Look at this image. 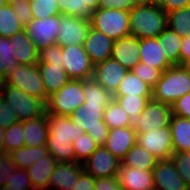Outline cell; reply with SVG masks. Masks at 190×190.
Returning a JSON list of instances; mask_svg holds the SVG:
<instances>
[{
	"mask_svg": "<svg viewBox=\"0 0 190 190\" xmlns=\"http://www.w3.org/2000/svg\"><path fill=\"white\" fill-rule=\"evenodd\" d=\"M121 161L104 146H99L83 163L84 170L93 178L116 177Z\"/></svg>",
	"mask_w": 190,
	"mask_h": 190,
	"instance_id": "obj_14",
	"label": "cell"
},
{
	"mask_svg": "<svg viewBox=\"0 0 190 190\" xmlns=\"http://www.w3.org/2000/svg\"><path fill=\"white\" fill-rule=\"evenodd\" d=\"M23 122H18L10 125L5 129L4 145L6 153H11L13 150L25 146L23 138Z\"/></svg>",
	"mask_w": 190,
	"mask_h": 190,
	"instance_id": "obj_39",
	"label": "cell"
},
{
	"mask_svg": "<svg viewBox=\"0 0 190 190\" xmlns=\"http://www.w3.org/2000/svg\"><path fill=\"white\" fill-rule=\"evenodd\" d=\"M94 186L95 178L84 170L71 190H94Z\"/></svg>",
	"mask_w": 190,
	"mask_h": 190,
	"instance_id": "obj_52",
	"label": "cell"
},
{
	"mask_svg": "<svg viewBox=\"0 0 190 190\" xmlns=\"http://www.w3.org/2000/svg\"><path fill=\"white\" fill-rule=\"evenodd\" d=\"M167 24L180 37H190V6L168 12Z\"/></svg>",
	"mask_w": 190,
	"mask_h": 190,
	"instance_id": "obj_34",
	"label": "cell"
},
{
	"mask_svg": "<svg viewBox=\"0 0 190 190\" xmlns=\"http://www.w3.org/2000/svg\"><path fill=\"white\" fill-rule=\"evenodd\" d=\"M111 58L120 63L128 71L132 70L139 62V39L128 35L115 40Z\"/></svg>",
	"mask_w": 190,
	"mask_h": 190,
	"instance_id": "obj_19",
	"label": "cell"
},
{
	"mask_svg": "<svg viewBox=\"0 0 190 190\" xmlns=\"http://www.w3.org/2000/svg\"><path fill=\"white\" fill-rule=\"evenodd\" d=\"M62 65L70 79L84 80L93 78L94 65L83 45L61 47Z\"/></svg>",
	"mask_w": 190,
	"mask_h": 190,
	"instance_id": "obj_9",
	"label": "cell"
},
{
	"mask_svg": "<svg viewBox=\"0 0 190 190\" xmlns=\"http://www.w3.org/2000/svg\"><path fill=\"white\" fill-rule=\"evenodd\" d=\"M0 52L7 77L9 74L13 73L16 67L19 65L12 55V44L8 37L0 36Z\"/></svg>",
	"mask_w": 190,
	"mask_h": 190,
	"instance_id": "obj_43",
	"label": "cell"
},
{
	"mask_svg": "<svg viewBox=\"0 0 190 190\" xmlns=\"http://www.w3.org/2000/svg\"><path fill=\"white\" fill-rule=\"evenodd\" d=\"M4 84L25 91L28 95L43 100L45 103L49 97L46 94L38 65L19 64L14 72L6 77Z\"/></svg>",
	"mask_w": 190,
	"mask_h": 190,
	"instance_id": "obj_8",
	"label": "cell"
},
{
	"mask_svg": "<svg viewBox=\"0 0 190 190\" xmlns=\"http://www.w3.org/2000/svg\"><path fill=\"white\" fill-rule=\"evenodd\" d=\"M2 62V55L0 52V84L4 83V81L6 80L5 66Z\"/></svg>",
	"mask_w": 190,
	"mask_h": 190,
	"instance_id": "obj_56",
	"label": "cell"
},
{
	"mask_svg": "<svg viewBox=\"0 0 190 190\" xmlns=\"http://www.w3.org/2000/svg\"><path fill=\"white\" fill-rule=\"evenodd\" d=\"M48 117V138L46 147L57 163H76L72 143L85 132L76 126L69 116L52 115Z\"/></svg>",
	"mask_w": 190,
	"mask_h": 190,
	"instance_id": "obj_1",
	"label": "cell"
},
{
	"mask_svg": "<svg viewBox=\"0 0 190 190\" xmlns=\"http://www.w3.org/2000/svg\"><path fill=\"white\" fill-rule=\"evenodd\" d=\"M18 122L20 121L12 107L0 97V126L5 130L10 125Z\"/></svg>",
	"mask_w": 190,
	"mask_h": 190,
	"instance_id": "obj_48",
	"label": "cell"
},
{
	"mask_svg": "<svg viewBox=\"0 0 190 190\" xmlns=\"http://www.w3.org/2000/svg\"><path fill=\"white\" fill-rule=\"evenodd\" d=\"M127 72L120 63L108 58L94 66L93 79L113 95Z\"/></svg>",
	"mask_w": 190,
	"mask_h": 190,
	"instance_id": "obj_15",
	"label": "cell"
},
{
	"mask_svg": "<svg viewBox=\"0 0 190 190\" xmlns=\"http://www.w3.org/2000/svg\"><path fill=\"white\" fill-rule=\"evenodd\" d=\"M119 105L129 115V127L135 128L139 119L140 113L144 110L146 104L152 96H113Z\"/></svg>",
	"mask_w": 190,
	"mask_h": 190,
	"instance_id": "obj_31",
	"label": "cell"
},
{
	"mask_svg": "<svg viewBox=\"0 0 190 190\" xmlns=\"http://www.w3.org/2000/svg\"><path fill=\"white\" fill-rule=\"evenodd\" d=\"M100 0H84V7L91 8L93 11L99 8Z\"/></svg>",
	"mask_w": 190,
	"mask_h": 190,
	"instance_id": "obj_55",
	"label": "cell"
},
{
	"mask_svg": "<svg viewBox=\"0 0 190 190\" xmlns=\"http://www.w3.org/2000/svg\"><path fill=\"white\" fill-rule=\"evenodd\" d=\"M158 42L163 48L167 61L173 65H179V54L181 48L180 37L175 31L167 27L157 36Z\"/></svg>",
	"mask_w": 190,
	"mask_h": 190,
	"instance_id": "obj_32",
	"label": "cell"
},
{
	"mask_svg": "<svg viewBox=\"0 0 190 190\" xmlns=\"http://www.w3.org/2000/svg\"><path fill=\"white\" fill-rule=\"evenodd\" d=\"M163 0H150V4L160 5Z\"/></svg>",
	"mask_w": 190,
	"mask_h": 190,
	"instance_id": "obj_59",
	"label": "cell"
},
{
	"mask_svg": "<svg viewBox=\"0 0 190 190\" xmlns=\"http://www.w3.org/2000/svg\"><path fill=\"white\" fill-rule=\"evenodd\" d=\"M37 65L48 96L56 93L70 80L62 64L38 63Z\"/></svg>",
	"mask_w": 190,
	"mask_h": 190,
	"instance_id": "obj_26",
	"label": "cell"
},
{
	"mask_svg": "<svg viewBox=\"0 0 190 190\" xmlns=\"http://www.w3.org/2000/svg\"><path fill=\"white\" fill-rule=\"evenodd\" d=\"M84 171L81 163H57L51 176L48 190H71Z\"/></svg>",
	"mask_w": 190,
	"mask_h": 190,
	"instance_id": "obj_20",
	"label": "cell"
},
{
	"mask_svg": "<svg viewBox=\"0 0 190 190\" xmlns=\"http://www.w3.org/2000/svg\"><path fill=\"white\" fill-rule=\"evenodd\" d=\"M139 58L140 62L162 71L172 66L167 61L157 37L139 39Z\"/></svg>",
	"mask_w": 190,
	"mask_h": 190,
	"instance_id": "obj_23",
	"label": "cell"
},
{
	"mask_svg": "<svg viewBox=\"0 0 190 190\" xmlns=\"http://www.w3.org/2000/svg\"><path fill=\"white\" fill-rule=\"evenodd\" d=\"M157 160L150 151L136 143L121 160L120 167H136L141 170L153 171Z\"/></svg>",
	"mask_w": 190,
	"mask_h": 190,
	"instance_id": "obj_28",
	"label": "cell"
},
{
	"mask_svg": "<svg viewBox=\"0 0 190 190\" xmlns=\"http://www.w3.org/2000/svg\"><path fill=\"white\" fill-rule=\"evenodd\" d=\"M152 96V87L128 71L113 96Z\"/></svg>",
	"mask_w": 190,
	"mask_h": 190,
	"instance_id": "obj_29",
	"label": "cell"
},
{
	"mask_svg": "<svg viewBox=\"0 0 190 190\" xmlns=\"http://www.w3.org/2000/svg\"><path fill=\"white\" fill-rule=\"evenodd\" d=\"M103 121L109 129L128 127L129 115L113 98L104 109Z\"/></svg>",
	"mask_w": 190,
	"mask_h": 190,
	"instance_id": "obj_35",
	"label": "cell"
},
{
	"mask_svg": "<svg viewBox=\"0 0 190 190\" xmlns=\"http://www.w3.org/2000/svg\"><path fill=\"white\" fill-rule=\"evenodd\" d=\"M4 133L5 130L0 126V154L6 153L4 145Z\"/></svg>",
	"mask_w": 190,
	"mask_h": 190,
	"instance_id": "obj_57",
	"label": "cell"
},
{
	"mask_svg": "<svg viewBox=\"0 0 190 190\" xmlns=\"http://www.w3.org/2000/svg\"><path fill=\"white\" fill-rule=\"evenodd\" d=\"M84 102L83 80L70 79L56 93L48 97L46 113L69 116Z\"/></svg>",
	"mask_w": 190,
	"mask_h": 190,
	"instance_id": "obj_6",
	"label": "cell"
},
{
	"mask_svg": "<svg viewBox=\"0 0 190 190\" xmlns=\"http://www.w3.org/2000/svg\"><path fill=\"white\" fill-rule=\"evenodd\" d=\"M190 61V37H182L179 54V65H185Z\"/></svg>",
	"mask_w": 190,
	"mask_h": 190,
	"instance_id": "obj_54",
	"label": "cell"
},
{
	"mask_svg": "<svg viewBox=\"0 0 190 190\" xmlns=\"http://www.w3.org/2000/svg\"><path fill=\"white\" fill-rule=\"evenodd\" d=\"M160 6L168 13L190 6V0H163Z\"/></svg>",
	"mask_w": 190,
	"mask_h": 190,
	"instance_id": "obj_53",
	"label": "cell"
},
{
	"mask_svg": "<svg viewBox=\"0 0 190 190\" xmlns=\"http://www.w3.org/2000/svg\"><path fill=\"white\" fill-rule=\"evenodd\" d=\"M91 28V21L86 18L60 15V27L56 44L61 47L83 45Z\"/></svg>",
	"mask_w": 190,
	"mask_h": 190,
	"instance_id": "obj_11",
	"label": "cell"
},
{
	"mask_svg": "<svg viewBox=\"0 0 190 190\" xmlns=\"http://www.w3.org/2000/svg\"><path fill=\"white\" fill-rule=\"evenodd\" d=\"M10 3L0 8V36L10 37L24 30Z\"/></svg>",
	"mask_w": 190,
	"mask_h": 190,
	"instance_id": "obj_33",
	"label": "cell"
},
{
	"mask_svg": "<svg viewBox=\"0 0 190 190\" xmlns=\"http://www.w3.org/2000/svg\"><path fill=\"white\" fill-rule=\"evenodd\" d=\"M169 126L174 152L190 151V119L172 114Z\"/></svg>",
	"mask_w": 190,
	"mask_h": 190,
	"instance_id": "obj_27",
	"label": "cell"
},
{
	"mask_svg": "<svg viewBox=\"0 0 190 190\" xmlns=\"http://www.w3.org/2000/svg\"><path fill=\"white\" fill-rule=\"evenodd\" d=\"M94 190H123L118 177L95 178Z\"/></svg>",
	"mask_w": 190,
	"mask_h": 190,
	"instance_id": "obj_50",
	"label": "cell"
},
{
	"mask_svg": "<svg viewBox=\"0 0 190 190\" xmlns=\"http://www.w3.org/2000/svg\"><path fill=\"white\" fill-rule=\"evenodd\" d=\"M0 97L12 107L20 122L46 114V103L16 87L0 84Z\"/></svg>",
	"mask_w": 190,
	"mask_h": 190,
	"instance_id": "obj_5",
	"label": "cell"
},
{
	"mask_svg": "<svg viewBox=\"0 0 190 190\" xmlns=\"http://www.w3.org/2000/svg\"><path fill=\"white\" fill-rule=\"evenodd\" d=\"M90 21L92 28L114 41L130 35L129 11L98 8Z\"/></svg>",
	"mask_w": 190,
	"mask_h": 190,
	"instance_id": "obj_7",
	"label": "cell"
},
{
	"mask_svg": "<svg viewBox=\"0 0 190 190\" xmlns=\"http://www.w3.org/2000/svg\"><path fill=\"white\" fill-rule=\"evenodd\" d=\"M132 71L134 74L143 80L145 83L150 85L152 88L156 85L158 80L161 78L163 73L162 70L151 67L147 64L139 62Z\"/></svg>",
	"mask_w": 190,
	"mask_h": 190,
	"instance_id": "obj_42",
	"label": "cell"
},
{
	"mask_svg": "<svg viewBox=\"0 0 190 190\" xmlns=\"http://www.w3.org/2000/svg\"><path fill=\"white\" fill-rule=\"evenodd\" d=\"M137 143L150 151L158 160L170 159L174 152L169 125L137 134Z\"/></svg>",
	"mask_w": 190,
	"mask_h": 190,
	"instance_id": "obj_12",
	"label": "cell"
},
{
	"mask_svg": "<svg viewBox=\"0 0 190 190\" xmlns=\"http://www.w3.org/2000/svg\"><path fill=\"white\" fill-rule=\"evenodd\" d=\"M110 102H84L70 115L71 121L80 126L81 129L88 133L100 146L106 142L109 128L103 121L105 107Z\"/></svg>",
	"mask_w": 190,
	"mask_h": 190,
	"instance_id": "obj_4",
	"label": "cell"
},
{
	"mask_svg": "<svg viewBox=\"0 0 190 190\" xmlns=\"http://www.w3.org/2000/svg\"><path fill=\"white\" fill-rule=\"evenodd\" d=\"M114 40L104 35L102 32L90 28L86 36L83 48L90 57L92 64L95 66L111 58Z\"/></svg>",
	"mask_w": 190,
	"mask_h": 190,
	"instance_id": "obj_17",
	"label": "cell"
},
{
	"mask_svg": "<svg viewBox=\"0 0 190 190\" xmlns=\"http://www.w3.org/2000/svg\"><path fill=\"white\" fill-rule=\"evenodd\" d=\"M16 168L10 154H0V187L7 185L11 174Z\"/></svg>",
	"mask_w": 190,
	"mask_h": 190,
	"instance_id": "obj_47",
	"label": "cell"
},
{
	"mask_svg": "<svg viewBox=\"0 0 190 190\" xmlns=\"http://www.w3.org/2000/svg\"><path fill=\"white\" fill-rule=\"evenodd\" d=\"M60 27V15L49 16L44 19L34 18L25 27L27 35L35 43L38 51L56 44Z\"/></svg>",
	"mask_w": 190,
	"mask_h": 190,
	"instance_id": "obj_10",
	"label": "cell"
},
{
	"mask_svg": "<svg viewBox=\"0 0 190 190\" xmlns=\"http://www.w3.org/2000/svg\"><path fill=\"white\" fill-rule=\"evenodd\" d=\"M171 109L173 115L190 119V92L177 99Z\"/></svg>",
	"mask_w": 190,
	"mask_h": 190,
	"instance_id": "obj_49",
	"label": "cell"
},
{
	"mask_svg": "<svg viewBox=\"0 0 190 190\" xmlns=\"http://www.w3.org/2000/svg\"><path fill=\"white\" fill-rule=\"evenodd\" d=\"M9 3V0H0V8Z\"/></svg>",
	"mask_w": 190,
	"mask_h": 190,
	"instance_id": "obj_60",
	"label": "cell"
},
{
	"mask_svg": "<svg viewBox=\"0 0 190 190\" xmlns=\"http://www.w3.org/2000/svg\"><path fill=\"white\" fill-rule=\"evenodd\" d=\"M135 6L133 0H100L99 8L130 11Z\"/></svg>",
	"mask_w": 190,
	"mask_h": 190,
	"instance_id": "obj_51",
	"label": "cell"
},
{
	"mask_svg": "<svg viewBox=\"0 0 190 190\" xmlns=\"http://www.w3.org/2000/svg\"><path fill=\"white\" fill-rule=\"evenodd\" d=\"M72 145L75 151L76 163L81 164L100 146L88 133L78 137Z\"/></svg>",
	"mask_w": 190,
	"mask_h": 190,
	"instance_id": "obj_37",
	"label": "cell"
},
{
	"mask_svg": "<svg viewBox=\"0 0 190 190\" xmlns=\"http://www.w3.org/2000/svg\"><path fill=\"white\" fill-rule=\"evenodd\" d=\"M15 166L27 170L34 162L49 155L46 145L26 147L13 150L9 153Z\"/></svg>",
	"mask_w": 190,
	"mask_h": 190,
	"instance_id": "obj_30",
	"label": "cell"
},
{
	"mask_svg": "<svg viewBox=\"0 0 190 190\" xmlns=\"http://www.w3.org/2000/svg\"><path fill=\"white\" fill-rule=\"evenodd\" d=\"M171 116L172 109L170 105L150 99L140 113V119L134 129L137 134H141L168 126Z\"/></svg>",
	"mask_w": 190,
	"mask_h": 190,
	"instance_id": "obj_13",
	"label": "cell"
},
{
	"mask_svg": "<svg viewBox=\"0 0 190 190\" xmlns=\"http://www.w3.org/2000/svg\"><path fill=\"white\" fill-rule=\"evenodd\" d=\"M61 15L91 19L93 10L84 7V0H57Z\"/></svg>",
	"mask_w": 190,
	"mask_h": 190,
	"instance_id": "obj_38",
	"label": "cell"
},
{
	"mask_svg": "<svg viewBox=\"0 0 190 190\" xmlns=\"http://www.w3.org/2000/svg\"><path fill=\"white\" fill-rule=\"evenodd\" d=\"M153 183L154 190H188V184L180 177L171 159L157 160Z\"/></svg>",
	"mask_w": 190,
	"mask_h": 190,
	"instance_id": "obj_16",
	"label": "cell"
},
{
	"mask_svg": "<svg viewBox=\"0 0 190 190\" xmlns=\"http://www.w3.org/2000/svg\"><path fill=\"white\" fill-rule=\"evenodd\" d=\"M130 35L138 39L156 38L167 28V12L155 4L135 5L129 11Z\"/></svg>",
	"mask_w": 190,
	"mask_h": 190,
	"instance_id": "obj_2",
	"label": "cell"
},
{
	"mask_svg": "<svg viewBox=\"0 0 190 190\" xmlns=\"http://www.w3.org/2000/svg\"><path fill=\"white\" fill-rule=\"evenodd\" d=\"M117 177L123 190H154L153 171L120 167Z\"/></svg>",
	"mask_w": 190,
	"mask_h": 190,
	"instance_id": "obj_21",
	"label": "cell"
},
{
	"mask_svg": "<svg viewBox=\"0 0 190 190\" xmlns=\"http://www.w3.org/2000/svg\"><path fill=\"white\" fill-rule=\"evenodd\" d=\"M0 190H12L10 188H7L6 186L0 187Z\"/></svg>",
	"mask_w": 190,
	"mask_h": 190,
	"instance_id": "obj_62",
	"label": "cell"
},
{
	"mask_svg": "<svg viewBox=\"0 0 190 190\" xmlns=\"http://www.w3.org/2000/svg\"><path fill=\"white\" fill-rule=\"evenodd\" d=\"M9 40L12 44V55L19 64L37 65L39 63V51L25 30L10 36Z\"/></svg>",
	"mask_w": 190,
	"mask_h": 190,
	"instance_id": "obj_22",
	"label": "cell"
},
{
	"mask_svg": "<svg viewBox=\"0 0 190 190\" xmlns=\"http://www.w3.org/2000/svg\"><path fill=\"white\" fill-rule=\"evenodd\" d=\"M33 18L44 19L49 16L61 15L57 0H29Z\"/></svg>",
	"mask_w": 190,
	"mask_h": 190,
	"instance_id": "obj_40",
	"label": "cell"
},
{
	"mask_svg": "<svg viewBox=\"0 0 190 190\" xmlns=\"http://www.w3.org/2000/svg\"><path fill=\"white\" fill-rule=\"evenodd\" d=\"M22 133L26 147L46 145L49 135L47 113L41 117L24 121Z\"/></svg>",
	"mask_w": 190,
	"mask_h": 190,
	"instance_id": "obj_24",
	"label": "cell"
},
{
	"mask_svg": "<svg viewBox=\"0 0 190 190\" xmlns=\"http://www.w3.org/2000/svg\"><path fill=\"white\" fill-rule=\"evenodd\" d=\"M9 3L24 26L34 19L29 0H9Z\"/></svg>",
	"mask_w": 190,
	"mask_h": 190,
	"instance_id": "obj_45",
	"label": "cell"
},
{
	"mask_svg": "<svg viewBox=\"0 0 190 190\" xmlns=\"http://www.w3.org/2000/svg\"><path fill=\"white\" fill-rule=\"evenodd\" d=\"M83 91L85 102H110L113 99V95L93 78L83 80Z\"/></svg>",
	"mask_w": 190,
	"mask_h": 190,
	"instance_id": "obj_36",
	"label": "cell"
},
{
	"mask_svg": "<svg viewBox=\"0 0 190 190\" xmlns=\"http://www.w3.org/2000/svg\"><path fill=\"white\" fill-rule=\"evenodd\" d=\"M184 66L190 71V61H188Z\"/></svg>",
	"mask_w": 190,
	"mask_h": 190,
	"instance_id": "obj_61",
	"label": "cell"
},
{
	"mask_svg": "<svg viewBox=\"0 0 190 190\" xmlns=\"http://www.w3.org/2000/svg\"><path fill=\"white\" fill-rule=\"evenodd\" d=\"M39 63L62 64V50L58 44L50 45L39 51Z\"/></svg>",
	"mask_w": 190,
	"mask_h": 190,
	"instance_id": "obj_46",
	"label": "cell"
},
{
	"mask_svg": "<svg viewBox=\"0 0 190 190\" xmlns=\"http://www.w3.org/2000/svg\"><path fill=\"white\" fill-rule=\"evenodd\" d=\"M6 187L12 190H35L29 179L27 170L20 168H16L13 174H11Z\"/></svg>",
	"mask_w": 190,
	"mask_h": 190,
	"instance_id": "obj_44",
	"label": "cell"
},
{
	"mask_svg": "<svg viewBox=\"0 0 190 190\" xmlns=\"http://www.w3.org/2000/svg\"><path fill=\"white\" fill-rule=\"evenodd\" d=\"M190 92V71L184 65H173L164 70L152 88V99L172 105Z\"/></svg>",
	"mask_w": 190,
	"mask_h": 190,
	"instance_id": "obj_3",
	"label": "cell"
},
{
	"mask_svg": "<svg viewBox=\"0 0 190 190\" xmlns=\"http://www.w3.org/2000/svg\"><path fill=\"white\" fill-rule=\"evenodd\" d=\"M136 143V130L128 126L109 129L103 146L121 161Z\"/></svg>",
	"mask_w": 190,
	"mask_h": 190,
	"instance_id": "obj_18",
	"label": "cell"
},
{
	"mask_svg": "<svg viewBox=\"0 0 190 190\" xmlns=\"http://www.w3.org/2000/svg\"><path fill=\"white\" fill-rule=\"evenodd\" d=\"M180 177L190 184V151L173 152L170 157Z\"/></svg>",
	"mask_w": 190,
	"mask_h": 190,
	"instance_id": "obj_41",
	"label": "cell"
},
{
	"mask_svg": "<svg viewBox=\"0 0 190 190\" xmlns=\"http://www.w3.org/2000/svg\"><path fill=\"white\" fill-rule=\"evenodd\" d=\"M57 164V160L49 154L45 158L34 162L28 169L29 179L35 190H47L50 176Z\"/></svg>",
	"mask_w": 190,
	"mask_h": 190,
	"instance_id": "obj_25",
	"label": "cell"
},
{
	"mask_svg": "<svg viewBox=\"0 0 190 190\" xmlns=\"http://www.w3.org/2000/svg\"><path fill=\"white\" fill-rule=\"evenodd\" d=\"M135 5H148L150 4V0H133Z\"/></svg>",
	"mask_w": 190,
	"mask_h": 190,
	"instance_id": "obj_58",
	"label": "cell"
}]
</instances>
